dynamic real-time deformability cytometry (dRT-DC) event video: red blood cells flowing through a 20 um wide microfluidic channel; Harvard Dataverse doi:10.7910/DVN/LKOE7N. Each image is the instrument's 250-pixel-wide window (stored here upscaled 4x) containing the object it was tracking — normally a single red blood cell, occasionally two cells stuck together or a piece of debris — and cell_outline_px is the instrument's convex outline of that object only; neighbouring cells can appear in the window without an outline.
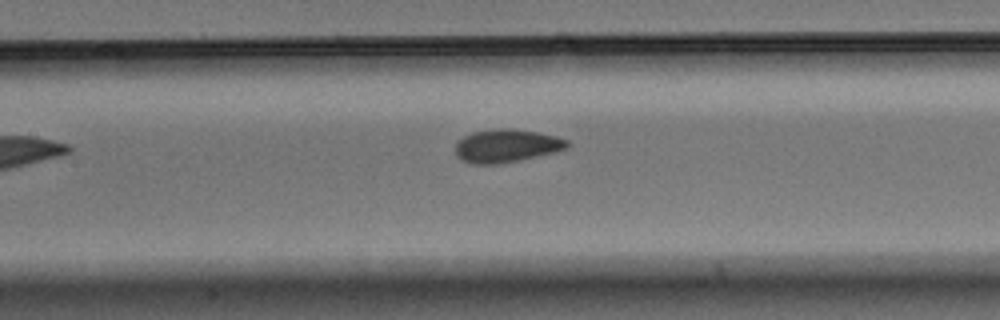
{"species": "Egyptian fruit bat (a non-hibernating species)", "species_latin": "Rousettus aegyptiacus", "temperature_condition": "warm", "stored_images_in_passage": 6, "camera_frame_rate_fps": 3000, "um_per_image_px": 0.085, "animal": {"sex": "male"}, "frame": {"image": 1, "passage_image": 5, "time_ms": 1.333, "image_size_px": [1000, 320], "cell_outline_px": [[572, 144], [568, 148], [556, 152], [496, 164], [472, 164], [460, 160], [456, 156], [456, 140], [472, 132], [500, 128], [512, 128], [540, 132], [556, 136], [568, 140]], "centroid_in_image_um": [43.06, 12.38], "position_along_channel_um": 164.3, "area_um2": 21.79}}